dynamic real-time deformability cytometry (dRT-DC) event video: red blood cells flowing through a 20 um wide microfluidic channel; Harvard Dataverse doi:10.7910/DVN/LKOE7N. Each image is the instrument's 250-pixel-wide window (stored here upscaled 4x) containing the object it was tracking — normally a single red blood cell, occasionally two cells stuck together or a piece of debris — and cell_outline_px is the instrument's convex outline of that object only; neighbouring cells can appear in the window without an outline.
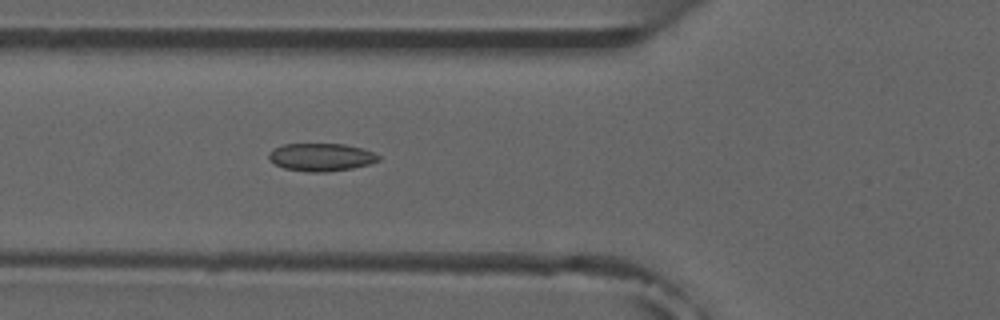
{"species": "common noctule bat (a hibernating species)", "species_latin": "Nyctalus noctula", "temperature_condition": "room temperature", "stored_images_in_passage": 5, "camera_frame_rate_fps": 3000, "um_per_image_px": 0.085, "animal": {"sex": "male", "forearm_length_mm": 52.5}, "frame": {"image": 1, "passage_image": 5, "time_ms": 4.667, "image_size_px": [1000, 320], "cell_outline_px": [[380, 160], [368, 164], [352, 168], [328, 172], [308, 172], [284, 168], [268, 160], [268, 152], [272, 148], [284, 144], [344, 144], [360, 148], [372, 152], [380, 156]], "centroid_in_image_um": [27.25, 13.36], "position_along_channel_um": 98.6, "area_um2": 17.8}}